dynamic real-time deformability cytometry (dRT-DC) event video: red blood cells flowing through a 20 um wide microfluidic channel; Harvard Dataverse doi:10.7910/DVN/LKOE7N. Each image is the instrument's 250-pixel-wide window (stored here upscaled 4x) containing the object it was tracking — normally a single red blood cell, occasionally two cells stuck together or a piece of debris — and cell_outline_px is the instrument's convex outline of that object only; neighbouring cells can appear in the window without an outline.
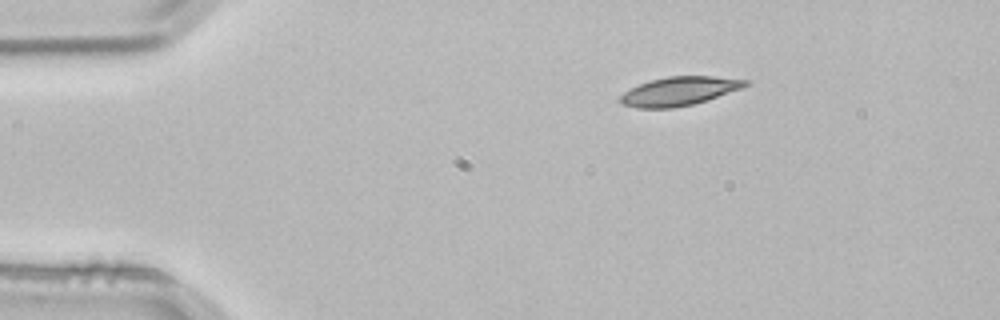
{"species": "common noctule bat (a hibernating species)", "species_latin": "Nyctalus noctula", "temperature_condition": "room temperature", "stored_images_in_passage": 5, "camera_frame_rate_fps": 3000, "um_per_image_px": 0.085, "animal": {"sex": "male", "body_mass_g": 21.5, "forearm_length_mm": 52.0}, "frame": {"image": 1, "passage_image": 5, "time_ms": 1.333, "image_size_px": [1000, 320], "cell_outline_px": [[752, 80], [748, 84], [740, 88], [692, 104], [672, 108], [636, 108], [624, 104], [620, 100], [620, 96], [624, 92], [640, 84], [652, 80], [668, 76], [712, 76]], "centroid_in_image_um": [57.72, 7.74], "position_along_channel_um": 27.3, "area_um2": 20.46}}